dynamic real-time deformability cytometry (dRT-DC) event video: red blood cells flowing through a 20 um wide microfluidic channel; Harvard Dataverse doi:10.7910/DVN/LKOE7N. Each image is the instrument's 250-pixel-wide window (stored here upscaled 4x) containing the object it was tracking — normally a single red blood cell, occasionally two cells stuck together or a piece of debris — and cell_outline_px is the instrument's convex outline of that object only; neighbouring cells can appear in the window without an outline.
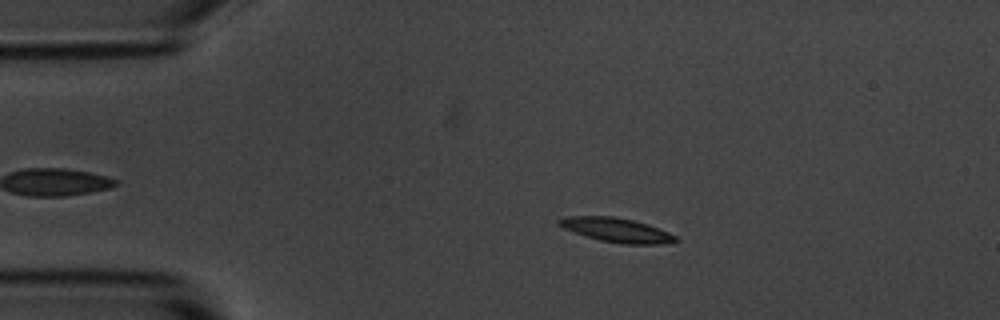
{"species": "common noctule bat (a hibernating species)", "species_latin": "Nyctalus noctula", "temperature_condition": "room temperature", "stored_images_in_passage": 55, "camera_frame_rate_fps": 3000, "um_per_image_px": 0.085, "animal": {"sex": "male", "body_mass_g": 20.1, "forearm_length_mm": 53.5}, "frame": {"image": 1, "passage_image": 10, "time_ms": 3.0, "image_size_px": [1000, 320], "cell_outline_px": [[680, 240], [664, 244], [624, 244], [600, 240], [584, 236], [564, 228], [556, 224], [556, 220], [568, 216], [612, 216], [632, 220], [648, 224], [668, 232], [676, 236]], "centroid_in_image_um": [52.4, 19.55], "position_along_channel_um": 32.6, "area_um2": 16.47}}
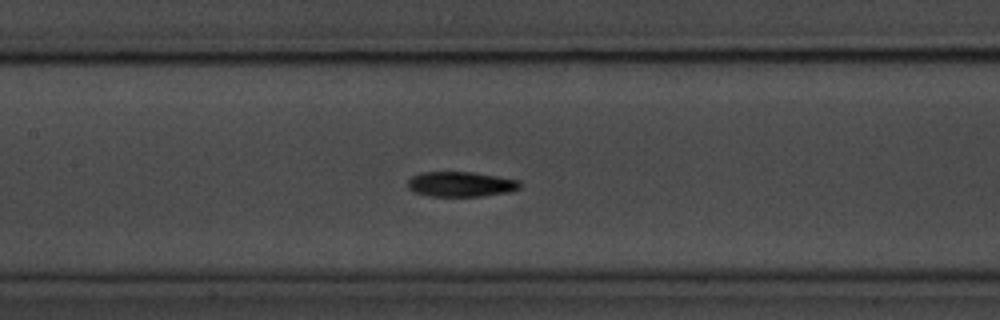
{"frame": {"image": 2, "passage_image": 25, "time_ms": 8.0, "image_size_px": [1000, 320], "cell_outline_px": [[520, 188], [508, 192], [480, 196], [428, 196], [416, 192], [408, 188], [408, 180], [412, 176], [420, 172], [472, 172], [520, 180]], "centroid_in_image_um": [39.15, 15.65], "position_along_channel_um": 168.2, "area_um2": 16.3}}
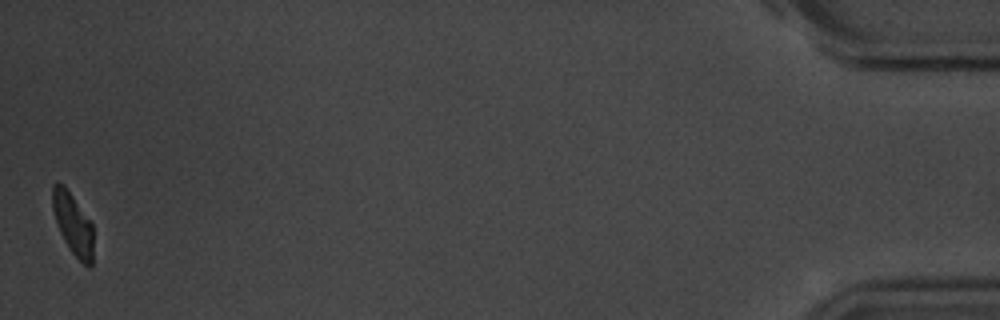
{"frame": {"image": 3, "passage_image": 55, "time_ms": 18.0, "image_size_px": [1000, 320], "cell_outline_px": [[92, 264], [88, 268], [68, 248], [60, 232], [52, 208], [52, 184], [64, 184], [92, 224]], "centroid_in_image_um": [6.18, 19.03], "position_along_channel_um": 429.0, "area_um2": 14.33}, "authors_computed_cell_mechanics": {"area_um2": 15.9528, "velocity_mm_per_s": 3.5491, "shape_relaxation_time_tau1_ms": 2.6305, "shape_relaxation_time_tau2_ms": 2.6353, "deformation_change_tau1": 0.146, "deformation_change_tau2": 0.0837}}